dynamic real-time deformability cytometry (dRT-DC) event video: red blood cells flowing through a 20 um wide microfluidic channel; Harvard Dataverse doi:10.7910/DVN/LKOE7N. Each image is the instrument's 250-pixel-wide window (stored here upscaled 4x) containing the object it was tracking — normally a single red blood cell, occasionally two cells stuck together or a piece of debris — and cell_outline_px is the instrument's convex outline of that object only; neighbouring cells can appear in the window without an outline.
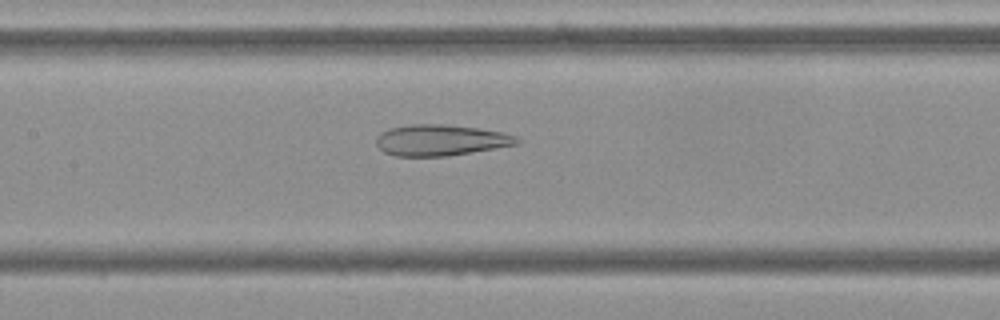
{"species": "Egyptian fruit bat (a non-hibernating species)", "species_latin": "Rousettus aegyptiacus", "temperature_condition": "cold", "stored_images_in_passage": 54, "camera_frame_rate_fps": 3000, "um_per_image_px": 0.085, "frame": {"image": 1, "passage_image": 25, "time_ms": 8.0, "image_size_px": [1000, 320], "cell_outline_px": [[520, 140], [516, 144], [448, 156], [396, 156], [384, 152], [376, 144], [376, 136], [380, 132], [388, 128], [412, 124], [440, 124], [476, 128], [500, 132], [516, 136]], "centroid_in_image_um": [37.38, 11.91], "position_along_channel_um": 170.0, "area_um2": 25.2}}
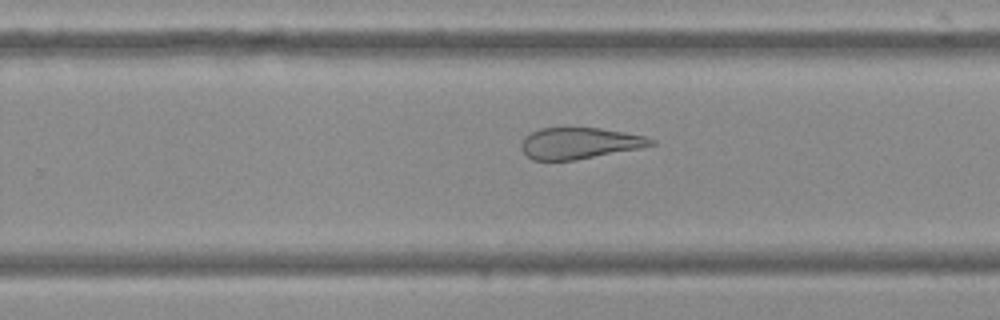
{"frame": {"image": 2, "passage_image": 34, "time_ms": 11.0, "image_size_px": [1000, 320], "cell_outline_px": [[656, 144], [640, 148], [576, 160], [532, 160], [520, 148], [520, 144], [524, 136], [540, 128], [600, 128], [624, 132], [644, 136], [656, 140]], "centroid_in_image_um": [49.25, 12.17], "position_along_channel_um": 280.6, "area_um2": 23.64}}
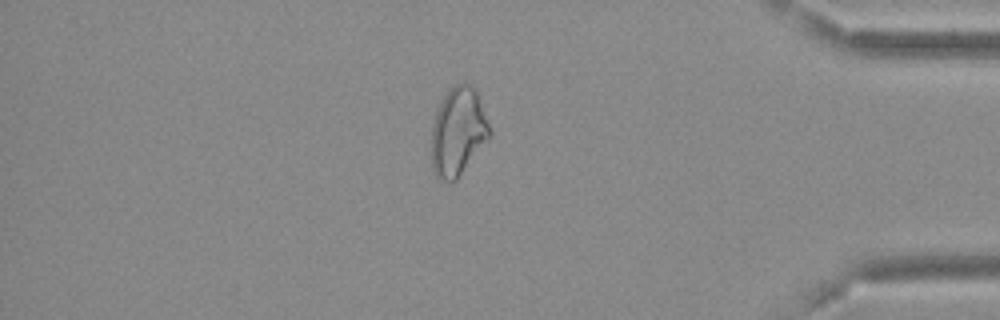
{"frame": {"image": 3, "passage_image": 46, "time_ms": 15.0, "image_size_px": [1000, 320], "cell_outline_px": [[492, 132], [456, 180], [452, 184], [448, 184], [440, 180], [436, 176], [432, 168], [432, 124], [436, 112], [448, 88], [464, 80], [476, 92]], "centroid_in_image_um": [38.9, 11.21], "position_along_channel_um": 396.3, "area_um2": 29.59}}